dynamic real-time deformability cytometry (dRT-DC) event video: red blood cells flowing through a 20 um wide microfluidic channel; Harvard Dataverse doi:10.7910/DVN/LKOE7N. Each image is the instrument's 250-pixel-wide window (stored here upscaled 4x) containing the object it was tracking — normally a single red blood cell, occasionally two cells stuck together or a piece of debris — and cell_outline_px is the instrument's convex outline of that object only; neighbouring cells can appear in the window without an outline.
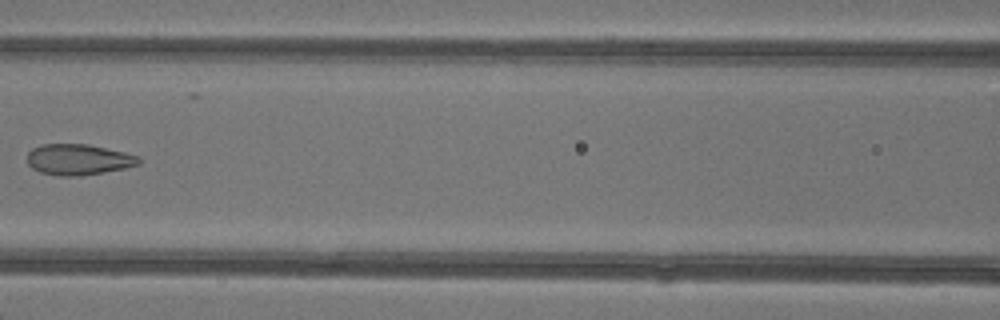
{"species": "common noctule bat (a hibernating species)", "species_latin": "Nyctalus noctula", "temperature_condition": "warm", "stored_images_in_passage": 6, "camera_frame_rate_fps": 3000, "um_per_image_px": 0.085, "animal": {"sex": "female"}, "frame": {"image": 1, "passage_image": 6, "time_ms": 6.667, "image_size_px": [1000, 320], "cell_outline_px": [[140, 164], [124, 168], [76, 176], [60, 176], [40, 172], [32, 168], [28, 164], [28, 152], [32, 148], [40, 144], [88, 144], [124, 152], [140, 156]], "centroid_in_image_um": [6.64, 13.55], "position_along_channel_um": 160.0, "area_um2": 19.94}}